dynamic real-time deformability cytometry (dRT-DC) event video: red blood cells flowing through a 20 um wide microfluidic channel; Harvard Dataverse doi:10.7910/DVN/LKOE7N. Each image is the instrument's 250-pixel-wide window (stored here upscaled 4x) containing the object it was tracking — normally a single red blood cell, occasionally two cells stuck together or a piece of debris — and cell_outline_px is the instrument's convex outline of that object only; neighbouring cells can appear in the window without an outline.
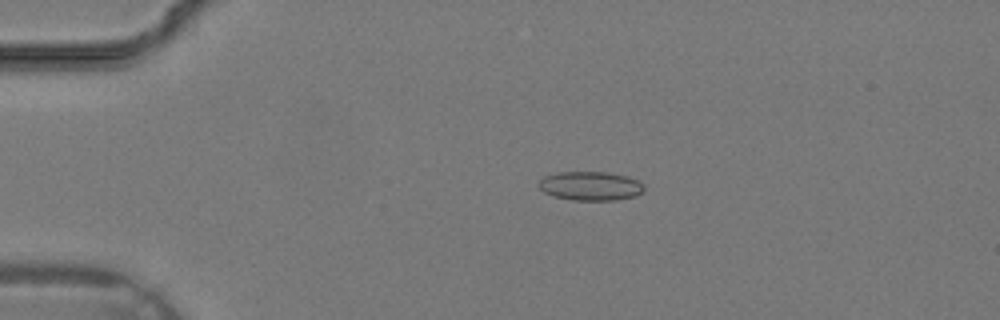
{"species": "common noctule bat (a hibernating species)", "species_latin": "Nyctalus noctula", "temperature_condition": "warm", "stored_images_in_passage": 30, "camera_frame_rate_fps": 3000, "um_per_image_px": 0.085, "animal": {"sex": "male", "body_mass_g": 19.2, "forearm_length_mm": 51.8}, "frame": {"image": 1, "passage_image": 6, "time_ms": 1.667, "image_size_px": [1000, 320], "cell_outline_px": [[644, 192], [636, 196], [616, 200], [572, 200], [552, 196], [544, 192], [536, 184], [544, 176], [556, 172], [608, 172], [628, 176], [644, 184]], "centroid_in_image_um": [50.19, 15.81], "position_along_channel_um": 34.8, "area_um2": 18.03}}
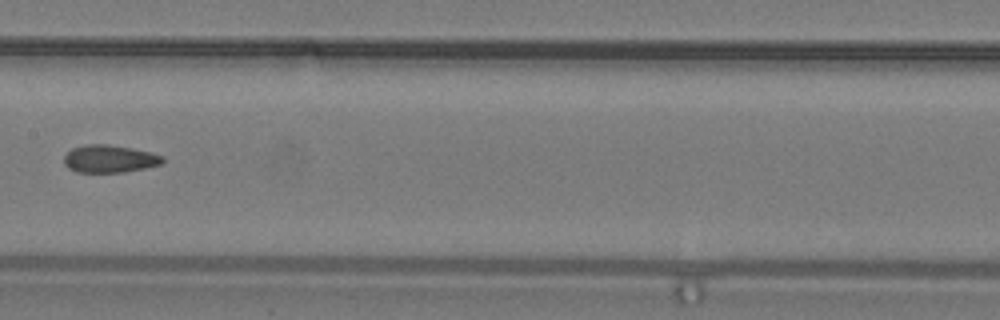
{"frame": {"image": 2, "passage_image": 17, "time_ms": 5.333, "image_size_px": [1000, 320], "cell_outline_px": [[164, 160], [160, 164], [144, 168], [124, 172], [76, 172], [68, 168], [64, 164], [64, 156], [72, 148], [84, 144], [108, 144], [132, 148], [152, 152], [164, 156]], "centroid_in_image_um": [9.3, 13.49], "position_along_channel_um": 198.1, "area_um2": 15.95}}
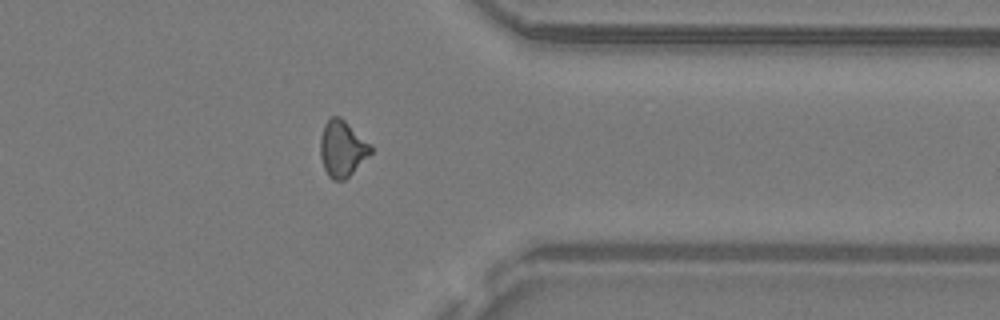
{"frame": {"image": 3, "passage_image": 27, "time_ms": 8.667, "image_size_px": [1000, 320], "cell_outline_px": [[372, 152], [344, 180], [332, 180], [328, 176], [324, 168], [320, 156], [320, 136], [324, 124], [332, 116], [340, 116], [372, 144]], "centroid_in_image_um": [29.08, 12.61], "position_along_channel_um": 382.3, "area_um2": 16.53}}